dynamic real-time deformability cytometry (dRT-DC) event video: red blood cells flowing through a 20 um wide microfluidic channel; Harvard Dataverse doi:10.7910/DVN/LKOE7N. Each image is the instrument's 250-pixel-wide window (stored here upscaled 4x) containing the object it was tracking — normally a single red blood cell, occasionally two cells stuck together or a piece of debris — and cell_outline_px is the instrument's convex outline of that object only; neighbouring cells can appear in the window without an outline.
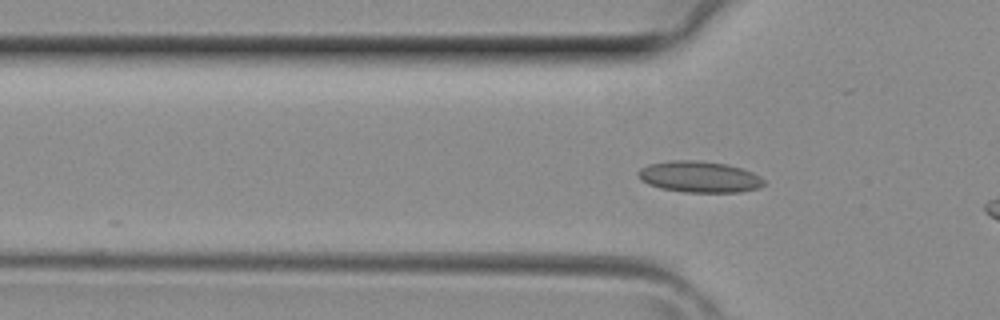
{"species": "common noctule bat (a hibernating species)", "species_latin": "Nyctalus noctula", "temperature_condition": "room temperature", "stored_images_in_passage": 3, "camera_frame_rate_fps": 3000, "um_per_image_px": 0.085, "animal": {"sex": "female", "body_mass_g": 29.2, "forearm_length_mm": 56.3}, "frame": {"image": 1, "passage_image": 2, "time_ms": 0.333, "image_size_px": [1000, 320], "cell_outline_px": [[764, 184], [760, 188], [740, 192], [684, 192], [660, 188], [648, 184], [640, 180], [636, 176], [636, 172], [640, 168], [648, 164], [672, 160], [700, 160], [728, 164], [752, 172], [760, 176], [764, 180]], "centroid_in_image_um": [59.41, 15.02], "position_along_channel_um": 66.4, "area_um2": 23.18}}